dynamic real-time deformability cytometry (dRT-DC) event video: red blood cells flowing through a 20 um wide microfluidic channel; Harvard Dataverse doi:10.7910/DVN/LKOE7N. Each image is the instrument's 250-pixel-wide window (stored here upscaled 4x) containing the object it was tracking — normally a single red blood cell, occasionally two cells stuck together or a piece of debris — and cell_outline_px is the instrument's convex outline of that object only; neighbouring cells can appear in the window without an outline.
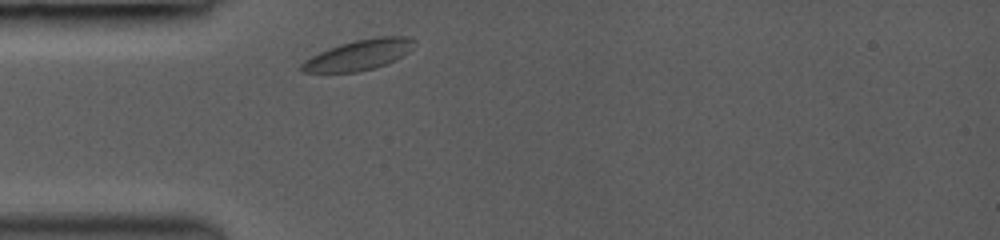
{"species": "common noctule bat (a hibernating species)", "species_latin": "Nyctalus noctula", "temperature_condition": "room temperature", "stored_images_in_passage": 5, "camera_frame_rate_fps": 3000, "um_per_image_px": 0.085, "animal": {"sex": "female", "body_mass_g": 19.0, "forearm_length_mm": 53.3}, "frame": {"image": 1, "passage_image": 1, "time_ms": 0.0, "image_size_px": [1000, 240], "cell_outline_px": [[416, 40], [412, 48], [408, 52], [396, 60], [372, 68], [356, 72], [300, 72], [300, 64], [304, 60], [328, 48], [340, 44], [356, 40], [376, 36], [404, 36]], "centroid_in_image_um": [30.49, 4.66], "position_along_channel_um": 54.5, "area_um2": 19.83}}
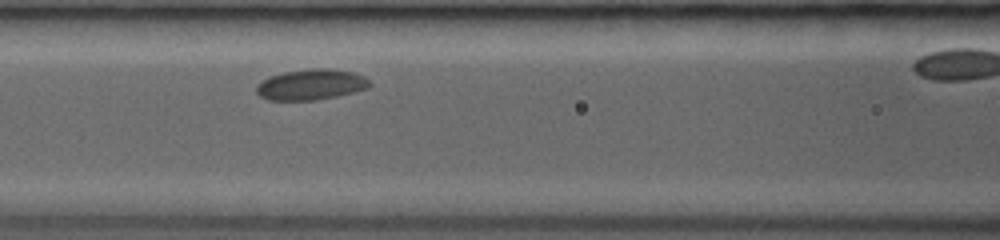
{"frame": {"image": 2, "passage_image": 4, "time_ms": 2.333, "image_size_px": [1000, 240], "cell_outline_px": [[372, 84], [368, 88], [336, 96], [316, 100], [268, 100], [260, 96], [256, 92], [256, 84], [268, 76], [284, 72], [312, 68], [332, 68], [352, 72], [364, 76]], "centroid_in_image_um": [26.41, 7.18], "position_along_channel_um": 140.2, "area_um2": 20.35}}